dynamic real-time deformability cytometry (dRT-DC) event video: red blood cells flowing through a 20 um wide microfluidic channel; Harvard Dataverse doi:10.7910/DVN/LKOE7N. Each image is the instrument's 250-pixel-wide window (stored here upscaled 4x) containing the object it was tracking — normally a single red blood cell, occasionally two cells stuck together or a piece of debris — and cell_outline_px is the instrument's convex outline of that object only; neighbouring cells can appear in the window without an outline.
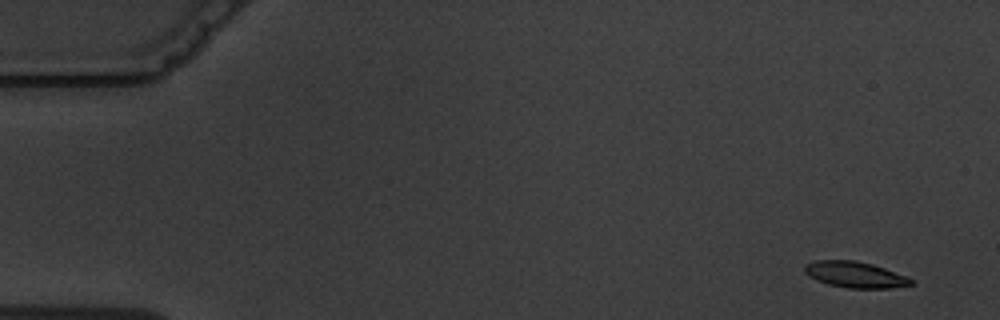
{"species": "common noctule bat (a hibernating species)", "species_latin": "Nyctalus noctula", "temperature_condition": "warm", "stored_images_in_passage": 5, "camera_frame_rate_fps": 3000, "um_per_image_px": 0.085, "animal": {"sex": "male", "body_mass_g": 19.5, "forearm_length_mm": 54.6}, "frame": {"image": 1, "passage_image": 2, "time_ms": 1.0, "image_size_px": [1000, 320], "cell_outline_px": [[916, 284], [892, 288], [848, 288], [828, 284], [816, 280], [808, 276], [804, 272], [804, 268], [808, 264], [816, 260], [856, 260], [872, 264], [908, 276], [916, 280]], "centroid_in_image_um": [72.75, 23.35], "position_along_channel_um": 12.3, "area_um2": 16.36}}